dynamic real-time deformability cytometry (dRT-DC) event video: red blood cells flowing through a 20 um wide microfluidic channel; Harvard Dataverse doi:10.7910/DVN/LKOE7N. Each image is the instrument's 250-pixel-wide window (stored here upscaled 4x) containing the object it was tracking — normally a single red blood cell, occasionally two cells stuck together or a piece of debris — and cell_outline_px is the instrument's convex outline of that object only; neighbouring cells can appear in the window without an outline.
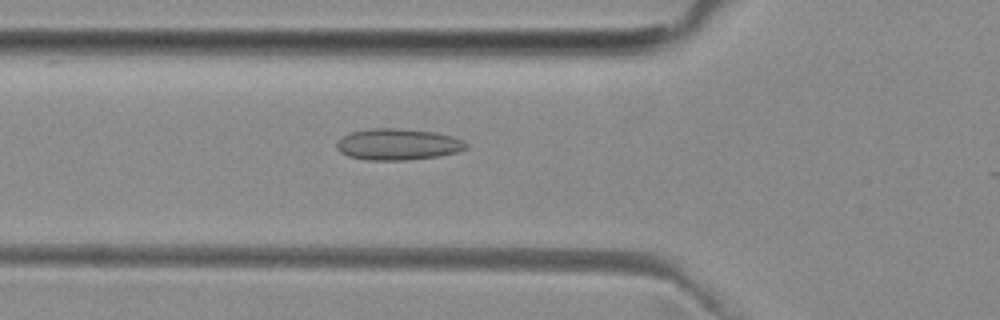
{"species": "common noctule bat (a hibernating species)", "species_latin": "Nyctalus noctula", "temperature_condition": "room temperature", "stored_images_in_passage": 41, "camera_frame_rate_fps": 3000, "um_per_image_px": 0.085, "animal": {"sex": "female", "body_mass_g": 29.2, "forearm_length_mm": 56.3}, "frame": {"image": 1, "passage_image": 13, "time_ms": 4.0, "image_size_px": [1000, 320], "cell_outline_px": [[468, 148], [456, 152], [440, 156], [408, 160], [368, 160], [348, 156], [340, 152], [336, 148], [336, 144], [344, 136], [352, 132], [368, 128], [400, 128], [436, 132], [452, 136], [464, 140], [468, 144]], "centroid_in_image_um": [33.85, 12.27], "position_along_channel_um": 91.9, "area_um2": 23.81}}
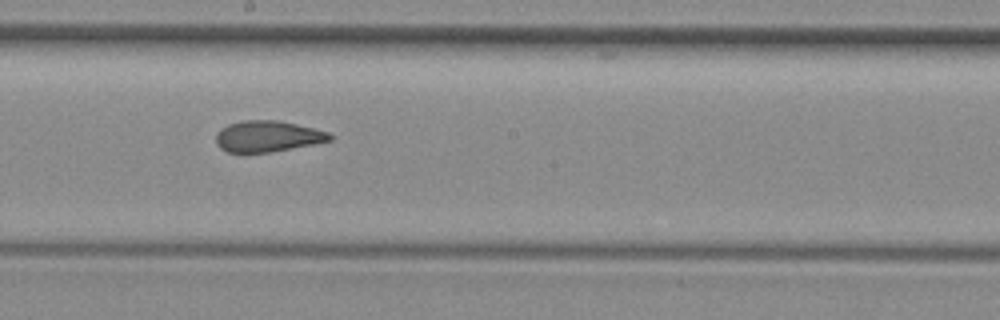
{"frame": {"image": 2, "passage_image": 23, "time_ms": 7.333, "image_size_px": [1000, 320], "cell_outline_px": [[332, 140], [316, 144], [272, 152], [228, 152], [220, 148], [216, 144], [216, 132], [220, 128], [228, 124], [240, 120], [280, 120], [328, 132], [332, 136]], "centroid_in_image_um": [22.73, 11.58], "position_along_channel_um": 225.5, "area_um2": 20.81}}
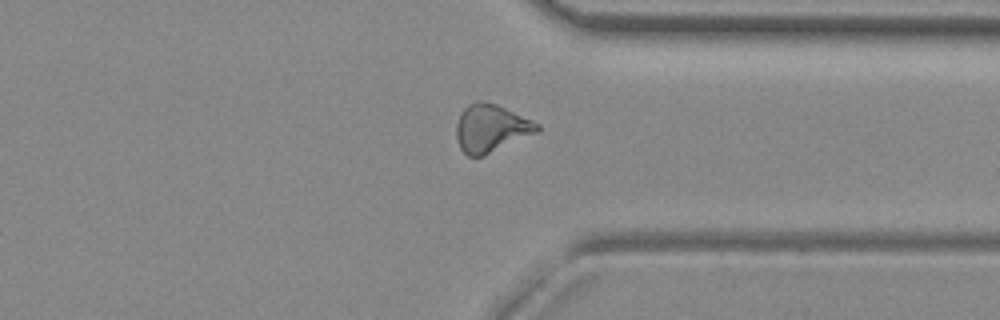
{"frame": {"image": 3, "passage_image": 34, "time_ms": 11.0, "image_size_px": [1000, 320], "cell_outline_px": [[540, 128], [536, 132], [484, 156], [468, 156], [460, 148], [456, 136], [456, 124], [460, 112], [468, 104], [476, 100], [484, 100], [496, 104], [532, 120], [540, 124]], "centroid_in_image_um": [41.69, 10.88], "position_along_channel_um": 369.7, "area_um2": 22.43}, "authors_computed_cell_mechanics": {"area_um2": 21.2704, "velocity_mm_per_s": 3.9935, "shape_relaxation_time_tau1_ms": null, "shape_relaxation_time_tau2_ms": 2.0025, "deformation_change_tau1": null, "deformation_change_tau2": 0.0957}}